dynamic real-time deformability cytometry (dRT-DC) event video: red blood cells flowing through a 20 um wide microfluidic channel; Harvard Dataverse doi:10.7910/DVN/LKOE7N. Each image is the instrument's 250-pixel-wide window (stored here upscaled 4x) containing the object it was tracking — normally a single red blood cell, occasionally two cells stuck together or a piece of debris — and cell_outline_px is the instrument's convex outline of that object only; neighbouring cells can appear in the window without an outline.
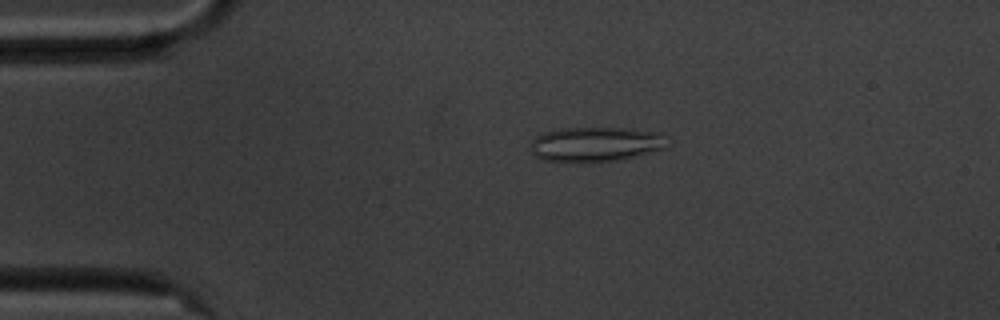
{"species": "common noctule bat (a hibernating species)", "species_latin": "Nyctalus noctula", "temperature_condition": "cold", "stored_images_in_passage": 49, "camera_frame_rate_fps": 3000, "um_per_image_px": 0.085, "animal": {"sex": "male", "body_mass_g": 20.1, "forearm_length_mm": 53.5}, "frame": {"image": 1, "passage_image": 4, "time_ms": 1.0, "image_size_px": [1000, 320], "cell_outline_px": [[664, 148], [620, 160], [544, 160], [536, 156], [532, 152], [532, 140], [536, 136], [544, 132], [564, 128], [624, 128], [652, 132], [660, 136]], "centroid_in_image_um": [50.53, 12.24], "position_along_channel_um": 34.5, "area_um2": 26.24}}
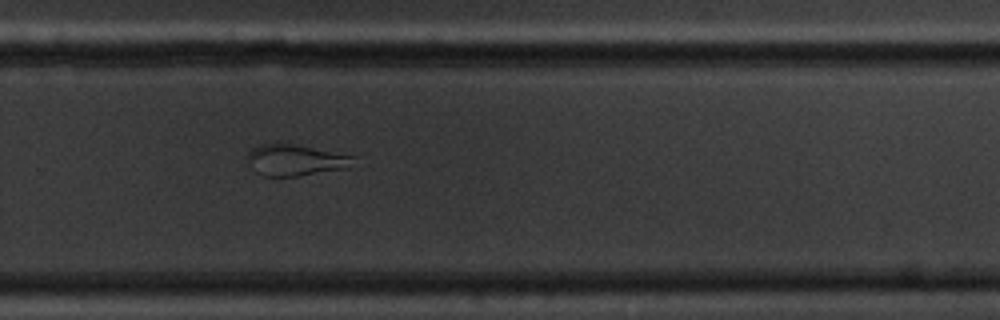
{"frame": {"image": 2, "passage_image": 30, "time_ms": 9.667, "image_size_px": [1000, 320], "cell_outline_px": [[356, 156], [348, 168], [296, 176], [264, 176], [256, 172], [248, 160], [248, 152], [252, 148], [260, 144], [276, 140]], "centroid_in_image_um": [25.08, 13.56], "position_along_channel_um": 304.7, "area_um2": 19.59}}
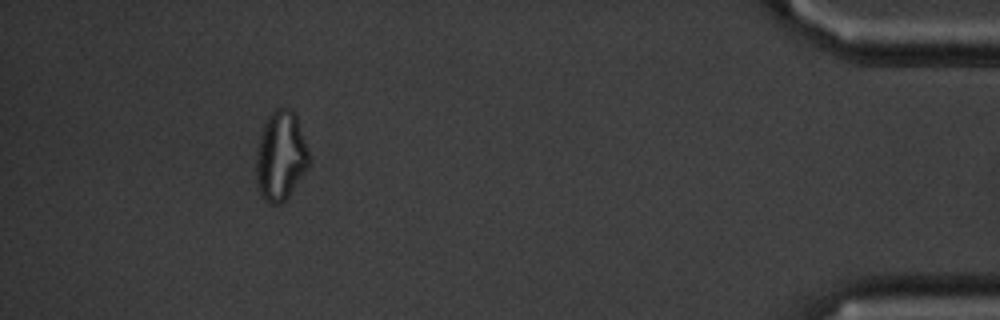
{"frame": {"image": 3, "passage_image": 44, "time_ms": 14.333, "image_size_px": [1000, 320], "cell_outline_px": [[308, 168], [288, 196], [280, 204], [272, 204], [264, 200], [256, 184], [256, 152], [260, 136], [264, 124], [268, 116], [276, 108], [292, 108], [296, 116], [308, 152]], "centroid_in_image_um": [23.83, 13.26], "position_along_channel_um": 411.4, "area_um2": 27.22}, "authors_computed_cell_mechanics": {"area_um2": 23.698, "velocity_mm_per_s": 3.5526, "shape_relaxation_time_tau1_ms": null, "shape_relaxation_time_tau2_ms": 3.412, "deformation_change_tau1": null, "deformation_change_tau2": 0.1103}}